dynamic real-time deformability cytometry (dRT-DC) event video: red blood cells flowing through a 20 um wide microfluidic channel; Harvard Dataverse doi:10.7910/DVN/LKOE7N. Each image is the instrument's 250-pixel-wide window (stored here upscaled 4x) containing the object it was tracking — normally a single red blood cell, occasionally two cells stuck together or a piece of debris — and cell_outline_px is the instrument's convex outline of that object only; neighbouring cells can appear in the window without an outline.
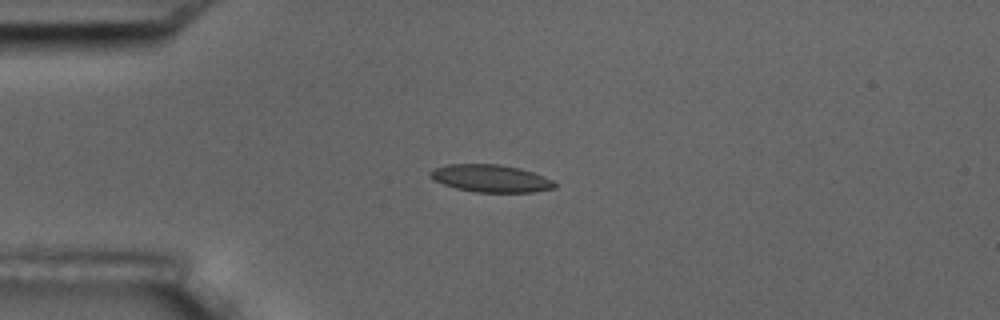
{"species": "common noctule bat (a hibernating species)", "species_latin": "Nyctalus noctula", "temperature_condition": "room temperature", "stored_images_in_passage": 5, "camera_frame_rate_fps": 3000, "um_per_image_px": 0.085, "animal": {"sex": "male", "body_mass_g": 17.5, "forearm_length_mm": 52.3}, "frame": {"image": 1, "passage_image": 3, "time_ms": 3.333, "image_size_px": [1000, 320], "cell_outline_px": [[556, 188], [532, 192], [476, 192], [456, 188], [432, 180], [428, 176], [428, 172], [436, 168], [448, 164], [500, 164], [520, 168], [544, 176], [552, 180], [556, 184]], "centroid_in_image_um": [41.7, 15.16], "position_along_channel_um": 43.3, "area_um2": 19.94}}